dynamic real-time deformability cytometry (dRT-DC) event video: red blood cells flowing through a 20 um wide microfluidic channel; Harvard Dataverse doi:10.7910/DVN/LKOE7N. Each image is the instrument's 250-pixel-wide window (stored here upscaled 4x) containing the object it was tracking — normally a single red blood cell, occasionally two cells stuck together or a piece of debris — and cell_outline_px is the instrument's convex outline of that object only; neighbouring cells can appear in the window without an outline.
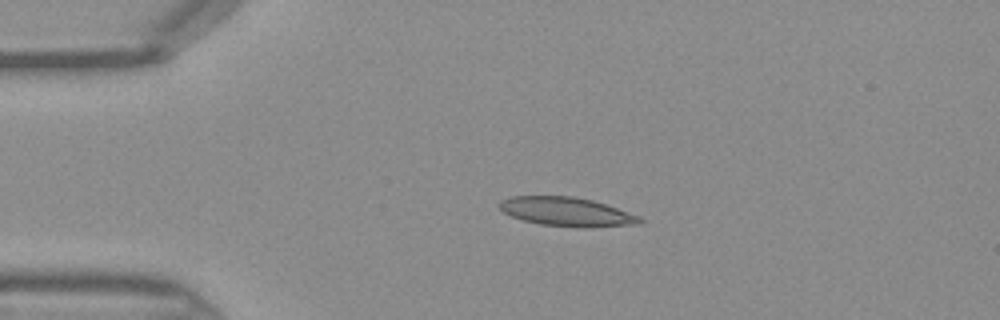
{"species": "Egyptian fruit bat (a non-hibernating species)", "species_latin": "Rousettus aegyptiacus", "temperature_condition": "warm", "stored_images_in_passage": 36, "camera_frame_rate_fps": 3000, "um_per_image_px": 0.085, "frame": {"image": 1, "passage_image": 1, "time_ms": 0.0, "image_size_px": [1000, 320], "cell_outline_px": [[644, 220], [640, 224], [588, 228], [576, 228], [540, 224], [524, 220], [512, 216], [504, 212], [500, 208], [500, 200], [512, 196], [572, 196], [592, 200], [640, 216]], "centroid_in_image_um": [48.2, 18.01], "position_along_channel_um": 36.8, "area_um2": 23.7}}
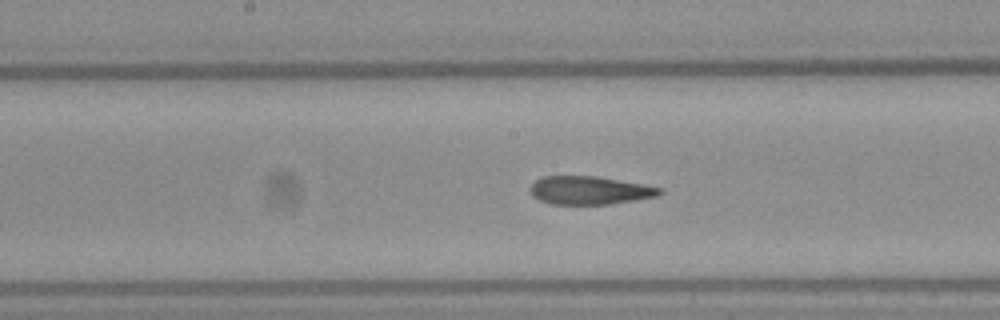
{"frame": {"image": 2, "passage_image": 14, "time_ms": 4.333, "image_size_px": [1000, 320], "cell_outline_px": [[664, 192], [656, 196], [608, 204], [552, 204], [540, 200], [532, 196], [528, 188], [540, 176], [596, 176], [644, 184], [664, 188]], "centroid_in_image_um": [50.1, 16.17], "position_along_channel_um": 198.1, "area_um2": 21.33}}
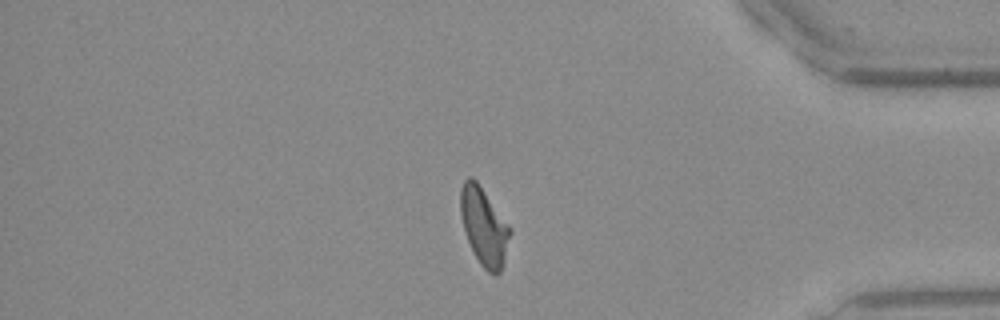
{"frame": {"image": 3, "passage_image": 29, "time_ms": 9.333, "image_size_px": [1000, 320], "cell_outline_px": [[512, 232], [500, 272], [496, 276], [492, 276], [480, 264], [468, 240], [464, 228], [460, 212], [460, 188], [464, 180], [468, 176], [472, 176], [476, 180], [512, 228]], "centroid_in_image_um": [41.15, 19.23], "position_along_channel_um": 394.1, "area_um2": 22.37}}